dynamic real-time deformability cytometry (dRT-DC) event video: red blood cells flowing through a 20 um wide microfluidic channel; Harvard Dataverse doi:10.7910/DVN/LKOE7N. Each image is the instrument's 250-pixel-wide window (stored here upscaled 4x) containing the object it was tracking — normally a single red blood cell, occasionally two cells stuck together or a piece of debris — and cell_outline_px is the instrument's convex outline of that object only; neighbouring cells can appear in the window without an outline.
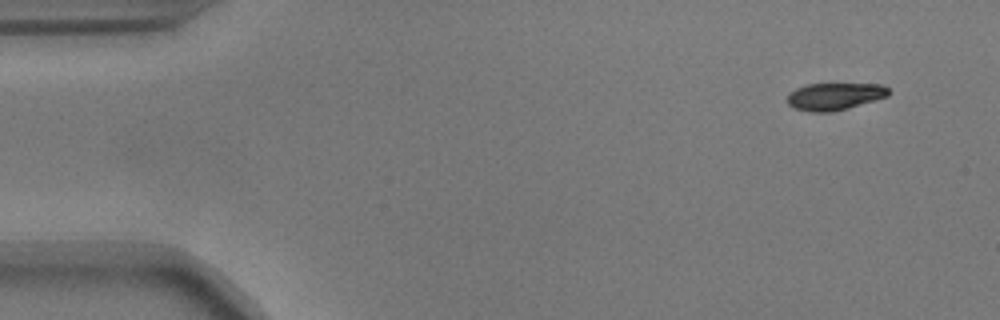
{"species": "common noctule bat (a hibernating species)", "species_latin": "Nyctalus noctula", "temperature_condition": "warm", "stored_images_in_passage": 52, "camera_frame_rate_fps": 3000, "um_per_image_px": 0.085, "animal": {"sex": "male", "body_mass_g": 17.9}, "frame": {"image": 1, "passage_image": 1, "time_ms": 0.0, "image_size_px": [1000, 320], "cell_outline_px": [[892, 92], [888, 96], [876, 100], [848, 108], [832, 112], [812, 112], [792, 108], [788, 104], [788, 92], [796, 88], [808, 84], [884, 84]], "centroid_in_image_um": [70.96, 8.19], "position_along_channel_um": 14.0, "area_um2": 16.24}}
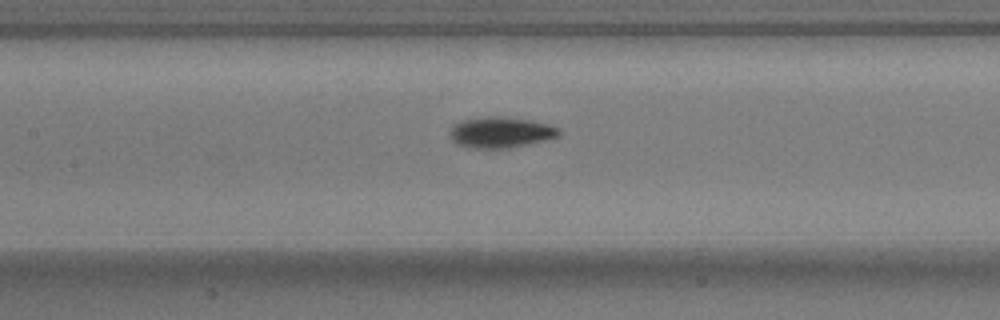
{"frame": {"image": 2, "passage_image": 22, "time_ms": 7.0, "image_size_px": [1000, 320], "cell_outline_px": [[560, 136], [544, 140], [508, 148], [476, 148], [456, 144], [452, 140], [452, 124], [460, 120], [480, 116], [496, 116], [532, 120], [548, 124], [560, 128]], "centroid_in_image_um": [42.56, 11.23], "position_along_channel_um": 164.8, "area_um2": 19.59}}
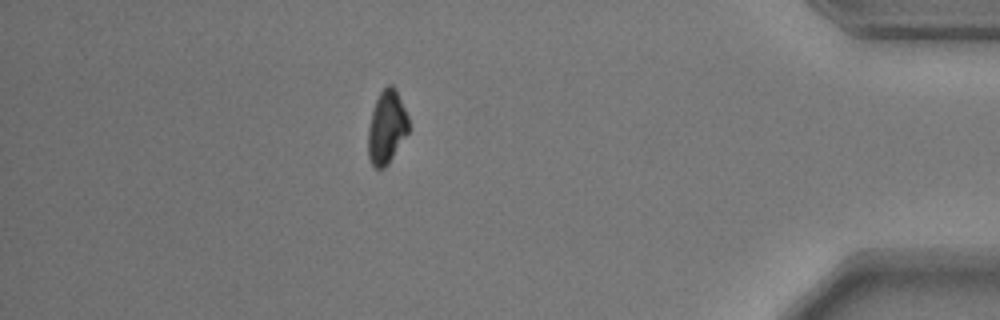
{"frame": {"image": 3, "passage_image": 45, "time_ms": 14.667, "image_size_px": [1000, 320], "cell_outline_px": [[408, 132], [388, 164], [384, 168], [376, 168], [372, 164], [368, 156], [368, 128], [372, 112], [376, 100], [380, 92], [388, 84], [392, 84], [396, 88], [408, 116]], "centroid_in_image_um": [32.86, 10.79], "position_along_channel_um": 402.3, "area_um2": 17.17}, "authors_computed_cell_mechanics": {"area_um2": 17.8891, "velocity_mm_per_s": 3.6656, "shape_relaxation_time_tau1_ms": 2.4209, "shape_relaxation_time_tau2_ms": null, "deformation_change_tau1": 0.1276, "deformation_change_tau2": null}}